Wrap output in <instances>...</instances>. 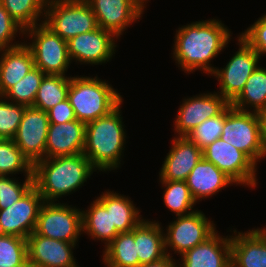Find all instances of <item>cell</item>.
<instances>
[{
  "label": "cell",
  "mask_w": 266,
  "mask_h": 267,
  "mask_svg": "<svg viewBox=\"0 0 266 267\" xmlns=\"http://www.w3.org/2000/svg\"><path fill=\"white\" fill-rule=\"evenodd\" d=\"M221 20L196 21L176 31L173 57L178 66L190 74L195 70L212 74L216 67L209 64L230 42L231 31Z\"/></svg>",
  "instance_id": "cell-1"
},
{
  "label": "cell",
  "mask_w": 266,
  "mask_h": 267,
  "mask_svg": "<svg viewBox=\"0 0 266 267\" xmlns=\"http://www.w3.org/2000/svg\"><path fill=\"white\" fill-rule=\"evenodd\" d=\"M93 171L96 169L83 153L42 159L33 165L34 186L44 202H56L82 187Z\"/></svg>",
  "instance_id": "cell-2"
},
{
  "label": "cell",
  "mask_w": 266,
  "mask_h": 267,
  "mask_svg": "<svg viewBox=\"0 0 266 267\" xmlns=\"http://www.w3.org/2000/svg\"><path fill=\"white\" fill-rule=\"evenodd\" d=\"M108 115L86 124L83 154L99 171L119 168L126 143V131L121 116V104Z\"/></svg>",
  "instance_id": "cell-3"
},
{
  "label": "cell",
  "mask_w": 266,
  "mask_h": 267,
  "mask_svg": "<svg viewBox=\"0 0 266 267\" xmlns=\"http://www.w3.org/2000/svg\"><path fill=\"white\" fill-rule=\"evenodd\" d=\"M111 84L91 76L71 77L67 93L76 119L85 124L108 115L122 101V96Z\"/></svg>",
  "instance_id": "cell-4"
},
{
  "label": "cell",
  "mask_w": 266,
  "mask_h": 267,
  "mask_svg": "<svg viewBox=\"0 0 266 267\" xmlns=\"http://www.w3.org/2000/svg\"><path fill=\"white\" fill-rule=\"evenodd\" d=\"M43 23L65 41L98 27L86 0H47Z\"/></svg>",
  "instance_id": "cell-5"
},
{
  "label": "cell",
  "mask_w": 266,
  "mask_h": 267,
  "mask_svg": "<svg viewBox=\"0 0 266 267\" xmlns=\"http://www.w3.org/2000/svg\"><path fill=\"white\" fill-rule=\"evenodd\" d=\"M220 139L245 153L256 165L266 157L257 112L239 110L229 104Z\"/></svg>",
  "instance_id": "cell-6"
},
{
  "label": "cell",
  "mask_w": 266,
  "mask_h": 267,
  "mask_svg": "<svg viewBox=\"0 0 266 267\" xmlns=\"http://www.w3.org/2000/svg\"><path fill=\"white\" fill-rule=\"evenodd\" d=\"M41 22L24 30L25 35L32 37L31 43L24 44L32 52L35 67L45 74L65 76L71 63L67 41Z\"/></svg>",
  "instance_id": "cell-7"
},
{
  "label": "cell",
  "mask_w": 266,
  "mask_h": 267,
  "mask_svg": "<svg viewBox=\"0 0 266 267\" xmlns=\"http://www.w3.org/2000/svg\"><path fill=\"white\" fill-rule=\"evenodd\" d=\"M35 232L43 237L75 243L82 232V211L72 205L44 202L40 208Z\"/></svg>",
  "instance_id": "cell-8"
},
{
  "label": "cell",
  "mask_w": 266,
  "mask_h": 267,
  "mask_svg": "<svg viewBox=\"0 0 266 267\" xmlns=\"http://www.w3.org/2000/svg\"><path fill=\"white\" fill-rule=\"evenodd\" d=\"M239 50L233 55L225 68H215L211 74L219 83V93L231 103L243 90L246 81L258 67L259 54L240 36H238Z\"/></svg>",
  "instance_id": "cell-9"
},
{
  "label": "cell",
  "mask_w": 266,
  "mask_h": 267,
  "mask_svg": "<svg viewBox=\"0 0 266 267\" xmlns=\"http://www.w3.org/2000/svg\"><path fill=\"white\" fill-rule=\"evenodd\" d=\"M167 226L164 238L168 256H172L170 251L168 252V248L181 256L187 250L203 243L217 231L213 221L209 220L200 210L188 215L176 216V220Z\"/></svg>",
  "instance_id": "cell-10"
},
{
  "label": "cell",
  "mask_w": 266,
  "mask_h": 267,
  "mask_svg": "<svg viewBox=\"0 0 266 267\" xmlns=\"http://www.w3.org/2000/svg\"><path fill=\"white\" fill-rule=\"evenodd\" d=\"M203 158L223 171L236 185L256 187L257 165L242 151L217 139L202 150Z\"/></svg>",
  "instance_id": "cell-11"
},
{
  "label": "cell",
  "mask_w": 266,
  "mask_h": 267,
  "mask_svg": "<svg viewBox=\"0 0 266 267\" xmlns=\"http://www.w3.org/2000/svg\"><path fill=\"white\" fill-rule=\"evenodd\" d=\"M44 200L33 185L11 207L0 210V234L27 239L35 231Z\"/></svg>",
  "instance_id": "cell-12"
},
{
  "label": "cell",
  "mask_w": 266,
  "mask_h": 267,
  "mask_svg": "<svg viewBox=\"0 0 266 267\" xmlns=\"http://www.w3.org/2000/svg\"><path fill=\"white\" fill-rule=\"evenodd\" d=\"M49 124L47 112L26 106L13 141L32 165L45 159Z\"/></svg>",
  "instance_id": "cell-13"
},
{
  "label": "cell",
  "mask_w": 266,
  "mask_h": 267,
  "mask_svg": "<svg viewBox=\"0 0 266 267\" xmlns=\"http://www.w3.org/2000/svg\"><path fill=\"white\" fill-rule=\"evenodd\" d=\"M115 38L119 39L112 32L100 27L79 34L67 41L69 58L81 64L99 65L109 62L116 51Z\"/></svg>",
  "instance_id": "cell-14"
},
{
  "label": "cell",
  "mask_w": 266,
  "mask_h": 267,
  "mask_svg": "<svg viewBox=\"0 0 266 267\" xmlns=\"http://www.w3.org/2000/svg\"><path fill=\"white\" fill-rule=\"evenodd\" d=\"M229 104L217 92L184 99L173 123L174 130L178 136H187L206 119L219 115Z\"/></svg>",
  "instance_id": "cell-15"
},
{
  "label": "cell",
  "mask_w": 266,
  "mask_h": 267,
  "mask_svg": "<svg viewBox=\"0 0 266 267\" xmlns=\"http://www.w3.org/2000/svg\"><path fill=\"white\" fill-rule=\"evenodd\" d=\"M94 12L98 27L117 38L142 17L144 8L138 0H86Z\"/></svg>",
  "instance_id": "cell-16"
},
{
  "label": "cell",
  "mask_w": 266,
  "mask_h": 267,
  "mask_svg": "<svg viewBox=\"0 0 266 267\" xmlns=\"http://www.w3.org/2000/svg\"><path fill=\"white\" fill-rule=\"evenodd\" d=\"M75 246L34 231L27 238L28 263L30 267H79L72 251Z\"/></svg>",
  "instance_id": "cell-17"
},
{
  "label": "cell",
  "mask_w": 266,
  "mask_h": 267,
  "mask_svg": "<svg viewBox=\"0 0 266 267\" xmlns=\"http://www.w3.org/2000/svg\"><path fill=\"white\" fill-rule=\"evenodd\" d=\"M172 143L159 172V180L185 181L203 157L202 150L186 136L174 137Z\"/></svg>",
  "instance_id": "cell-18"
},
{
  "label": "cell",
  "mask_w": 266,
  "mask_h": 267,
  "mask_svg": "<svg viewBox=\"0 0 266 267\" xmlns=\"http://www.w3.org/2000/svg\"><path fill=\"white\" fill-rule=\"evenodd\" d=\"M217 233L182 254L179 267H231V236Z\"/></svg>",
  "instance_id": "cell-19"
},
{
  "label": "cell",
  "mask_w": 266,
  "mask_h": 267,
  "mask_svg": "<svg viewBox=\"0 0 266 267\" xmlns=\"http://www.w3.org/2000/svg\"><path fill=\"white\" fill-rule=\"evenodd\" d=\"M86 124L73 120L62 124H49L45 159L83 153Z\"/></svg>",
  "instance_id": "cell-20"
},
{
  "label": "cell",
  "mask_w": 266,
  "mask_h": 267,
  "mask_svg": "<svg viewBox=\"0 0 266 267\" xmlns=\"http://www.w3.org/2000/svg\"><path fill=\"white\" fill-rule=\"evenodd\" d=\"M86 211L82 210V232L93 239L105 241V247L119 234L112 226L111 191H106L90 204Z\"/></svg>",
  "instance_id": "cell-21"
},
{
  "label": "cell",
  "mask_w": 266,
  "mask_h": 267,
  "mask_svg": "<svg viewBox=\"0 0 266 267\" xmlns=\"http://www.w3.org/2000/svg\"><path fill=\"white\" fill-rule=\"evenodd\" d=\"M185 182L196 202L235 184L223 171L203 157L191 170Z\"/></svg>",
  "instance_id": "cell-22"
},
{
  "label": "cell",
  "mask_w": 266,
  "mask_h": 267,
  "mask_svg": "<svg viewBox=\"0 0 266 267\" xmlns=\"http://www.w3.org/2000/svg\"><path fill=\"white\" fill-rule=\"evenodd\" d=\"M0 54V96H2L35 65L32 52L24 42L20 46L0 51Z\"/></svg>",
  "instance_id": "cell-23"
},
{
  "label": "cell",
  "mask_w": 266,
  "mask_h": 267,
  "mask_svg": "<svg viewBox=\"0 0 266 267\" xmlns=\"http://www.w3.org/2000/svg\"><path fill=\"white\" fill-rule=\"evenodd\" d=\"M158 221L142 220L135 227V245L139 266L159 261L167 256L164 231Z\"/></svg>",
  "instance_id": "cell-24"
},
{
  "label": "cell",
  "mask_w": 266,
  "mask_h": 267,
  "mask_svg": "<svg viewBox=\"0 0 266 267\" xmlns=\"http://www.w3.org/2000/svg\"><path fill=\"white\" fill-rule=\"evenodd\" d=\"M231 235V267H266V247L252 231ZM238 233V234H237Z\"/></svg>",
  "instance_id": "cell-25"
},
{
  "label": "cell",
  "mask_w": 266,
  "mask_h": 267,
  "mask_svg": "<svg viewBox=\"0 0 266 267\" xmlns=\"http://www.w3.org/2000/svg\"><path fill=\"white\" fill-rule=\"evenodd\" d=\"M103 262L107 267H139L135 245V228L119 233L103 251Z\"/></svg>",
  "instance_id": "cell-26"
},
{
  "label": "cell",
  "mask_w": 266,
  "mask_h": 267,
  "mask_svg": "<svg viewBox=\"0 0 266 267\" xmlns=\"http://www.w3.org/2000/svg\"><path fill=\"white\" fill-rule=\"evenodd\" d=\"M230 104L243 111H251L253 108V112L266 107V68L258 66L246 81L243 90Z\"/></svg>",
  "instance_id": "cell-27"
},
{
  "label": "cell",
  "mask_w": 266,
  "mask_h": 267,
  "mask_svg": "<svg viewBox=\"0 0 266 267\" xmlns=\"http://www.w3.org/2000/svg\"><path fill=\"white\" fill-rule=\"evenodd\" d=\"M71 77L45 74L37 91L34 107L45 112L67 99Z\"/></svg>",
  "instance_id": "cell-28"
},
{
  "label": "cell",
  "mask_w": 266,
  "mask_h": 267,
  "mask_svg": "<svg viewBox=\"0 0 266 267\" xmlns=\"http://www.w3.org/2000/svg\"><path fill=\"white\" fill-rule=\"evenodd\" d=\"M47 0H0L10 16L25 30L38 25L40 16L45 18Z\"/></svg>",
  "instance_id": "cell-29"
},
{
  "label": "cell",
  "mask_w": 266,
  "mask_h": 267,
  "mask_svg": "<svg viewBox=\"0 0 266 267\" xmlns=\"http://www.w3.org/2000/svg\"><path fill=\"white\" fill-rule=\"evenodd\" d=\"M139 211L128 196L111 191L112 226L119 233L132 231L143 220Z\"/></svg>",
  "instance_id": "cell-30"
},
{
  "label": "cell",
  "mask_w": 266,
  "mask_h": 267,
  "mask_svg": "<svg viewBox=\"0 0 266 267\" xmlns=\"http://www.w3.org/2000/svg\"><path fill=\"white\" fill-rule=\"evenodd\" d=\"M160 182L165 186L163 193L164 205L171 212H174L176 216H184L196 211L192 208L197 202L192 197L185 181L160 180Z\"/></svg>",
  "instance_id": "cell-31"
},
{
  "label": "cell",
  "mask_w": 266,
  "mask_h": 267,
  "mask_svg": "<svg viewBox=\"0 0 266 267\" xmlns=\"http://www.w3.org/2000/svg\"><path fill=\"white\" fill-rule=\"evenodd\" d=\"M25 173L26 177H33V165L19 150L13 139L0 140V175L8 176Z\"/></svg>",
  "instance_id": "cell-32"
},
{
  "label": "cell",
  "mask_w": 266,
  "mask_h": 267,
  "mask_svg": "<svg viewBox=\"0 0 266 267\" xmlns=\"http://www.w3.org/2000/svg\"><path fill=\"white\" fill-rule=\"evenodd\" d=\"M45 73L39 68L31 69L19 82L9 88L2 96L16 104L33 106L37 91Z\"/></svg>",
  "instance_id": "cell-33"
},
{
  "label": "cell",
  "mask_w": 266,
  "mask_h": 267,
  "mask_svg": "<svg viewBox=\"0 0 266 267\" xmlns=\"http://www.w3.org/2000/svg\"><path fill=\"white\" fill-rule=\"evenodd\" d=\"M30 265L27 239L0 234V266Z\"/></svg>",
  "instance_id": "cell-34"
},
{
  "label": "cell",
  "mask_w": 266,
  "mask_h": 267,
  "mask_svg": "<svg viewBox=\"0 0 266 267\" xmlns=\"http://www.w3.org/2000/svg\"><path fill=\"white\" fill-rule=\"evenodd\" d=\"M225 121V109L217 116L206 119L186 137L201 150L221 138Z\"/></svg>",
  "instance_id": "cell-35"
},
{
  "label": "cell",
  "mask_w": 266,
  "mask_h": 267,
  "mask_svg": "<svg viewBox=\"0 0 266 267\" xmlns=\"http://www.w3.org/2000/svg\"><path fill=\"white\" fill-rule=\"evenodd\" d=\"M25 105L16 104L0 96V138L13 139L21 123Z\"/></svg>",
  "instance_id": "cell-36"
},
{
  "label": "cell",
  "mask_w": 266,
  "mask_h": 267,
  "mask_svg": "<svg viewBox=\"0 0 266 267\" xmlns=\"http://www.w3.org/2000/svg\"><path fill=\"white\" fill-rule=\"evenodd\" d=\"M13 177L0 175V210L11 207L14 202L19 200L33 185V177H26L20 184Z\"/></svg>",
  "instance_id": "cell-37"
},
{
  "label": "cell",
  "mask_w": 266,
  "mask_h": 267,
  "mask_svg": "<svg viewBox=\"0 0 266 267\" xmlns=\"http://www.w3.org/2000/svg\"><path fill=\"white\" fill-rule=\"evenodd\" d=\"M23 36L24 29L10 16L8 11L0 4V51L11 49L23 43H13L17 33ZM13 43V44H12Z\"/></svg>",
  "instance_id": "cell-38"
},
{
  "label": "cell",
  "mask_w": 266,
  "mask_h": 267,
  "mask_svg": "<svg viewBox=\"0 0 266 267\" xmlns=\"http://www.w3.org/2000/svg\"><path fill=\"white\" fill-rule=\"evenodd\" d=\"M240 37H242L260 57L263 56L266 53V14L242 32Z\"/></svg>",
  "instance_id": "cell-39"
},
{
  "label": "cell",
  "mask_w": 266,
  "mask_h": 267,
  "mask_svg": "<svg viewBox=\"0 0 266 267\" xmlns=\"http://www.w3.org/2000/svg\"><path fill=\"white\" fill-rule=\"evenodd\" d=\"M50 124H62L76 120L74 109L68 99L47 111Z\"/></svg>",
  "instance_id": "cell-40"
},
{
  "label": "cell",
  "mask_w": 266,
  "mask_h": 267,
  "mask_svg": "<svg viewBox=\"0 0 266 267\" xmlns=\"http://www.w3.org/2000/svg\"><path fill=\"white\" fill-rule=\"evenodd\" d=\"M139 267H179V265H177L176 260H174L172 256L167 255L159 261L142 264Z\"/></svg>",
  "instance_id": "cell-41"
},
{
  "label": "cell",
  "mask_w": 266,
  "mask_h": 267,
  "mask_svg": "<svg viewBox=\"0 0 266 267\" xmlns=\"http://www.w3.org/2000/svg\"><path fill=\"white\" fill-rule=\"evenodd\" d=\"M259 122H260V129H261V136L263 140V144L266 150V107L260 109L257 112Z\"/></svg>",
  "instance_id": "cell-42"
},
{
  "label": "cell",
  "mask_w": 266,
  "mask_h": 267,
  "mask_svg": "<svg viewBox=\"0 0 266 267\" xmlns=\"http://www.w3.org/2000/svg\"><path fill=\"white\" fill-rule=\"evenodd\" d=\"M257 236H266V228L251 229Z\"/></svg>",
  "instance_id": "cell-43"
},
{
  "label": "cell",
  "mask_w": 266,
  "mask_h": 267,
  "mask_svg": "<svg viewBox=\"0 0 266 267\" xmlns=\"http://www.w3.org/2000/svg\"><path fill=\"white\" fill-rule=\"evenodd\" d=\"M139 1V3H140V5L143 7V8H146L145 6V4L147 3V0H138ZM149 1V0H148ZM145 2V3H144Z\"/></svg>",
  "instance_id": "cell-44"
},
{
  "label": "cell",
  "mask_w": 266,
  "mask_h": 267,
  "mask_svg": "<svg viewBox=\"0 0 266 267\" xmlns=\"http://www.w3.org/2000/svg\"><path fill=\"white\" fill-rule=\"evenodd\" d=\"M266 247V236H258Z\"/></svg>",
  "instance_id": "cell-45"
},
{
  "label": "cell",
  "mask_w": 266,
  "mask_h": 267,
  "mask_svg": "<svg viewBox=\"0 0 266 267\" xmlns=\"http://www.w3.org/2000/svg\"><path fill=\"white\" fill-rule=\"evenodd\" d=\"M0 267H9V266H0ZM10 267H30V265H18V266H10Z\"/></svg>",
  "instance_id": "cell-46"
}]
</instances>
